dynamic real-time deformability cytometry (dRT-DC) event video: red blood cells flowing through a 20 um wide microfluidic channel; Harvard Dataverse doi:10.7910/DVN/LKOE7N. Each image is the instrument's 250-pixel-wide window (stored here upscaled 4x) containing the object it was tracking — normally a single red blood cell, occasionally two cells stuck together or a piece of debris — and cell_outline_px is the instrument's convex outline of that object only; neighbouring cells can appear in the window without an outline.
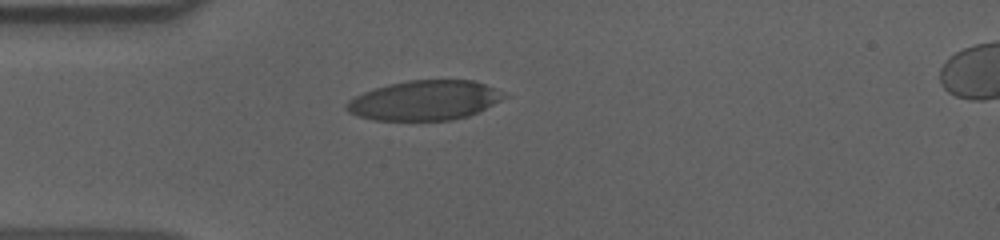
{"species": "human", "species_latin": "Homo sapiens", "temperature_condition": "cold", "stored_images_in_passage": 42, "camera_frame_rate_fps": 3000, "um_per_image_px": 0.085, "donor": {"sex": "male"}, "frame": {"image": 1, "passage_image": 1, "time_ms": 0.0, "image_size_px": [1000, 240], "cell_outline_px": [[508, 96], [468, 116], [452, 120], [372, 120], [348, 112], [344, 108], [344, 104], [348, 100], [364, 92], [388, 84], [408, 80], [472, 80], [484, 84]], "centroid_in_image_um": [36.02, 8.53], "position_along_channel_um": 49.0, "area_um2": 36.07}}
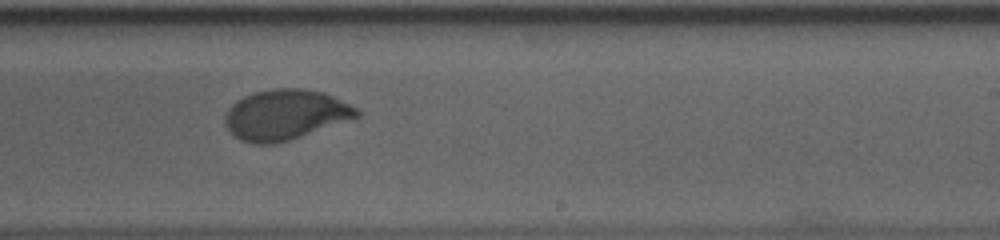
{"frame": {"image": 2, "passage_image": 20, "time_ms": 6.333, "image_size_px": [1000, 240], "cell_outline_px": [[360, 116], [276, 144], [252, 144], [240, 140], [228, 128], [224, 120], [224, 116], [228, 108], [236, 100], [252, 92], [272, 88], [300, 88], [324, 92], [356, 108], [360, 112]], "centroid_in_image_um": [24.2, 9.74], "position_along_channel_um": 264.8, "area_um2": 38.32}}
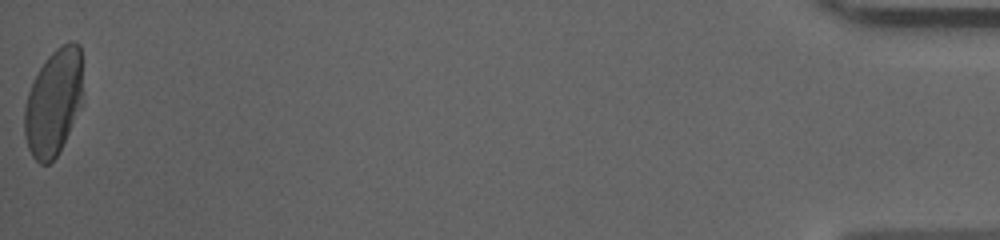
{"frame": {"image": 3, "passage_image": 42, "time_ms": 13.667, "image_size_px": [1000, 240], "cell_outline_px": [[84, 104], [56, 156], [48, 164], [40, 164], [32, 156], [28, 148], [24, 136], [24, 108], [28, 92], [32, 80], [48, 56], [56, 48], [68, 40], [76, 40], [80, 44]], "centroid_in_image_um": [4.58, 8.66], "position_along_channel_um": 430.6, "area_um2": 37.05}, "authors_computed_cell_mechanics": {"area_um2": 38.4659, "velocity_mm_per_s": 3.6164, "shape_relaxation_time_tau1_ms": 5.4329, "shape_relaxation_time_tau2_ms": null, "deformation_change_tau1": 0.1899, "deformation_change_tau2": null}}